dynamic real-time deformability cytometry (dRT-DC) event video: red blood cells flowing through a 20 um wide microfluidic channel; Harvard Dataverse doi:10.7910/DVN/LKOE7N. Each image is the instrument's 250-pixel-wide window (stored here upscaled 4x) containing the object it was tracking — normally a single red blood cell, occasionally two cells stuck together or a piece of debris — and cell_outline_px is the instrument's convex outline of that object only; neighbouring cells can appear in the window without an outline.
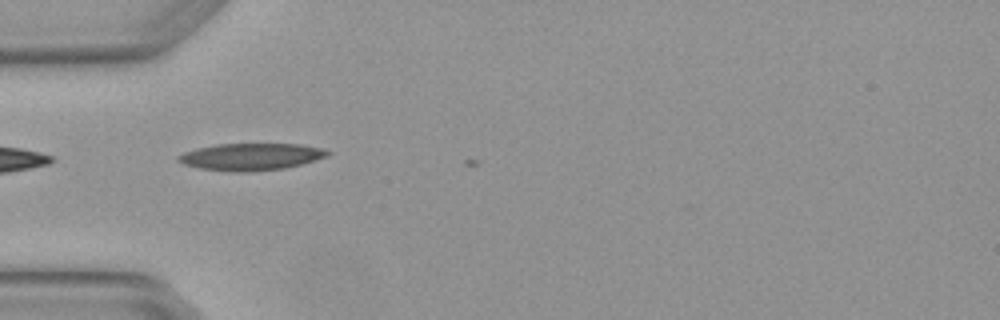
{"species": "Egyptian fruit bat (a non-hibernating species)", "species_latin": "Rousettus aegyptiacus", "temperature_condition": "warm", "stored_images_in_passage": 2, "camera_frame_rate_fps": 3000, "um_per_image_px": 0.085, "animal": {"sex": "female"}, "frame": {"image": 1, "passage_image": 1, "time_ms": 0.0, "image_size_px": [1000, 320], "cell_outline_px": [[332, 152], [328, 156], [316, 160], [284, 168], [252, 172], [232, 172], [200, 168], [184, 164], [176, 160], [176, 156], [184, 152], [196, 148], [216, 144], [300, 144], [324, 148]], "centroid_in_image_um": [21.34, 13.32], "position_along_channel_um": 63.7, "area_um2": 23.7}}